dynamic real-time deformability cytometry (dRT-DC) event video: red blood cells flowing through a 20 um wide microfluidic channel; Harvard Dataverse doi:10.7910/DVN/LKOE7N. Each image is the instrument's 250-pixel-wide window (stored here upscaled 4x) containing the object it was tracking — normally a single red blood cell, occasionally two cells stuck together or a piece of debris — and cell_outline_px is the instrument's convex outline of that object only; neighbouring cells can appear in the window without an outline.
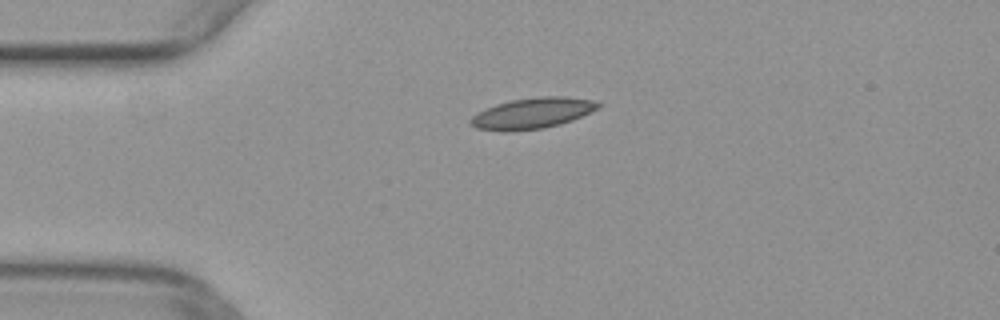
{"species": "common noctule bat (a hibernating species)", "species_latin": "Nyctalus noctula", "temperature_condition": "warm", "stored_images_in_passage": 31, "camera_frame_rate_fps": 3000, "um_per_image_px": 0.085, "animal": {"sex": "female", "body_mass_g": 29.2, "forearm_length_mm": 56.3}, "frame": {"image": 1, "passage_image": 3, "time_ms": 0.667, "image_size_px": [1000, 320], "cell_outline_px": [[600, 108], [572, 120], [560, 124], [544, 128], [504, 132], [476, 128], [468, 124], [468, 120], [476, 112], [496, 104], [512, 100], [544, 96], [564, 96], [596, 100], [600, 104]], "centroid_in_image_um": [45.23, 9.63], "position_along_channel_um": 39.8, "area_um2": 23.12}}
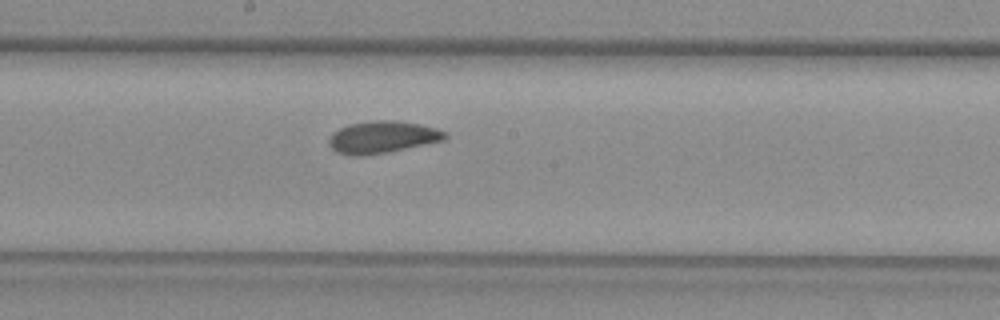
{"frame": {"image": 2, "passage_image": 18, "time_ms": 5.667, "image_size_px": [1000, 320], "cell_outline_px": [[448, 136], [444, 140], [388, 152], [364, 156], [352, 156], [336, 152], [328, 144], [328, 140], [332, 132], [348, 124], [372, 120], [396, 120], [420, 124], [436, 128], [444, 132]], "centroid_in_image_um": [32.46, 11.65], "position_along_channel_um": 215.7, "area_um2": 21.85}}
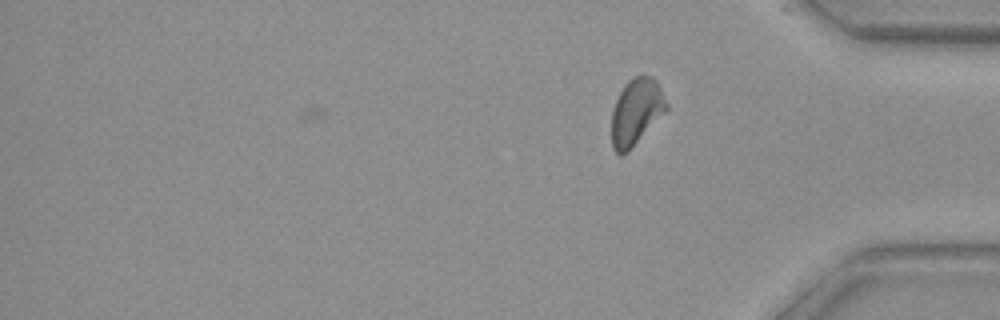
{"frame": {"image": 3, "passage_image": 31, "time_ms": 10.0, "image_size_px": [1000, 320], "cell_outline_px": [[668, 108], [628, 152], [620, 156], [612, 148], [612, 108], [624, 84], [632, 76], [652, 76], [656, 80], [668, 104]], "centroid_in_image_um": [54.06, 9.5], "position_along_channel_um": 381.1, "area_um2": 21.1}}